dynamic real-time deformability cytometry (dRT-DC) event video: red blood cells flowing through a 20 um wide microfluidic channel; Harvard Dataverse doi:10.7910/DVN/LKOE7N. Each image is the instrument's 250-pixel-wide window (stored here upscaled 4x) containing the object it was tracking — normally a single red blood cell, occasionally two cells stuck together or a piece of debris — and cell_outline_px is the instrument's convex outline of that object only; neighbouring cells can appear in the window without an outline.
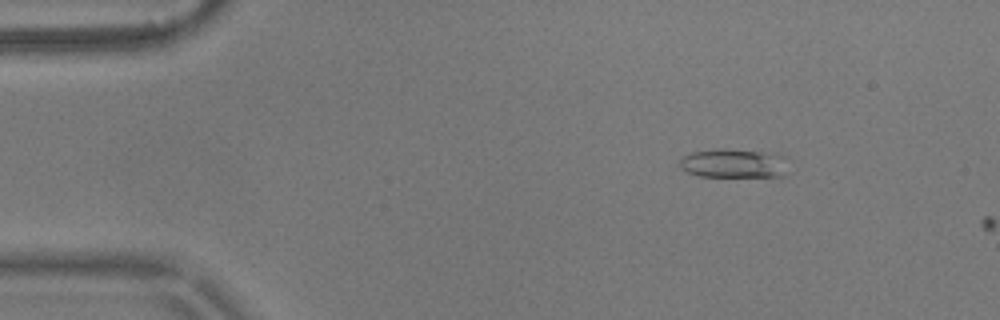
{"species": "common noctule bat (a hibernating species)", "species_latin": "Nyctalus noctula", "temperature_condition": "warm", "stored_images_in_passage": 3, "camera_frame_rate_fps": 3000, "um_per_image_px": 0.085, "animal": {"sex": "male", "body_mass_g": 17.9}, "frame": {"image": 1, "passage_image": 2, "time_ms": 0.333, "image_size_px": [1000, 320], "cell_outline_px": [[788, 156], [784, 176], [700, 176], [688, 172], [680, 168], [680, 160], [684, 156], [692, 152], [720, 148], [724, 148]], "centroid_in_image_um": [62.36, 13.88], "position_along_channel_um": 22.6, "area_um2": 18.15}}